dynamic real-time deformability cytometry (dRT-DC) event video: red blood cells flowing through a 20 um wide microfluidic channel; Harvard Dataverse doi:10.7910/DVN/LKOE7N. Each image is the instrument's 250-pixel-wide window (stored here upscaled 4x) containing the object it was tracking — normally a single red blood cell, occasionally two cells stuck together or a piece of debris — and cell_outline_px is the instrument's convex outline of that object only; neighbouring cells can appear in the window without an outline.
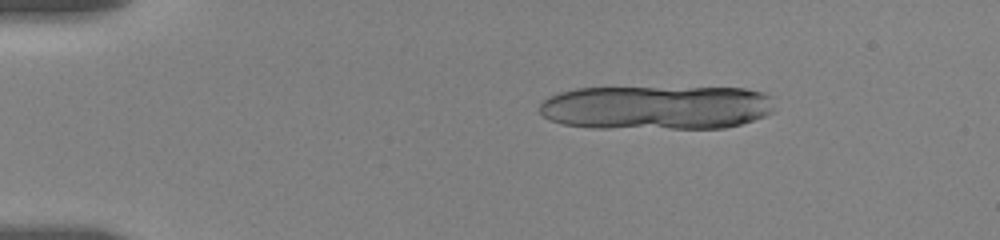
{"species": "human", "species_latin": "Homo sapiens", "temperature_condition": "room temperature", "stored_images_in_passage": 14, "camera_frame_rate_fps": 3000, "um_per_image_px": 0.085, "donor": {"sex": "female"}, "frame": {"image": 1, "passage_image": 7, "time_ms": 2.333, "image_size_px": [1000, 240], "cell_outline_px": [[772, 112], [764, 116], [740, 124], [724, 128], [592, 128], [564, 124], [548, 120], [540, 112], [540, 104], [544, 100], [560, 92], [576, 88], [744, 88], [764, 92], [772, 96]], "centroid_in_image_um": [55.81, 9.14], "position_along_channel_um": 29.2, "area_um2": 60.63}}